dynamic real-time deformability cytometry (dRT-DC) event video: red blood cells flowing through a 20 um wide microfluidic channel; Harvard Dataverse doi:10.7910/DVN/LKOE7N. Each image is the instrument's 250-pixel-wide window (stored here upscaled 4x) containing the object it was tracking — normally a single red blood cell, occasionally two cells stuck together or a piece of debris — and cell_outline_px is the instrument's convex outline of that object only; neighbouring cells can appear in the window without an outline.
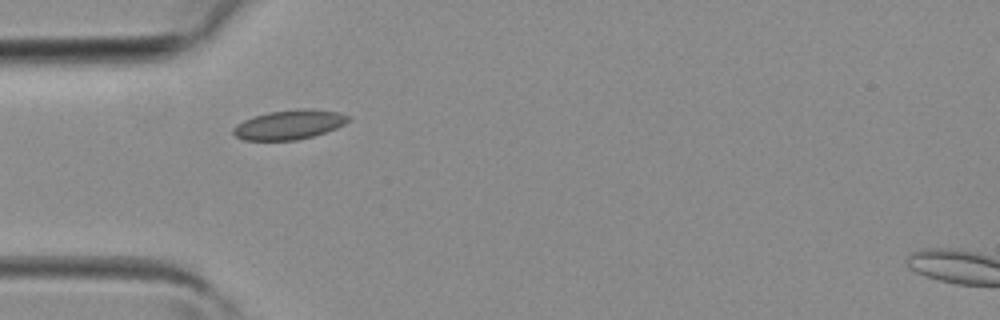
{"species": "common noctule bat (a hibernating species)", "species_latin": "Nyctalus noctula", "temperature_condition": "room temperature", "stored_images_in_passage": 4, "camera_frame_rate_fps": 3000, "um_per_image_px": 0.085, "animal": {"sex": "female", "body_mass_g": 19.3, "forearm_length_mm": 54.1}, "frame": {"image": 1, "passage_image": 3, "time_ms": 0.667, "image_size_px": [1000, 320], "cell_outline_px": [[352, 120], [336, 128], [312, 136], [296, 140], [244, 140], [236, 136], [232, 132], [232, 128], [236, 124], [244, 120], [268, 112], [304, 108], [312, 108], [340, 112], [352, 116]], "centroid_in_image_um": [24.63, 10.58], "position_along_channel_um": 60.4, "area_um2": 19.83}}
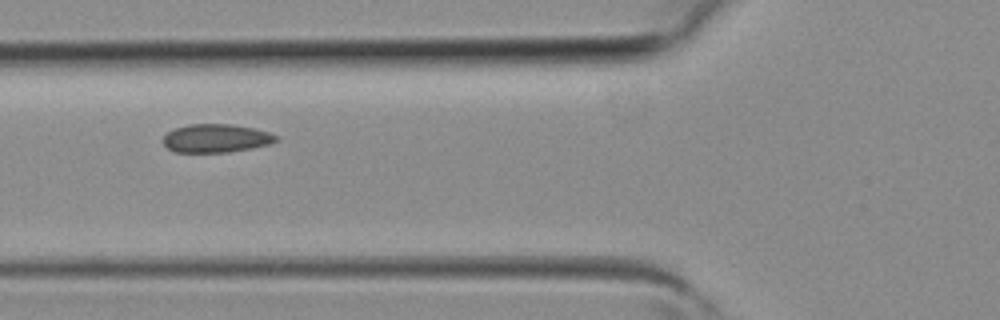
{"frame": {"image": 2, "passage_image": 4, "time_ms": 1.0, "image_size_px": [1000, 320], "cell_outline_px": [[280, 140], [268, 144], [252, 148], [228, 152], [176, 152], [168, 148], [164, 144], [164, 136], [168, 132], [176, 128], [188, 124], [232, 124], [252, 128], [268, 132], [280, 136]], "centroid_in_image_um": [18.4, 11.75], "position_along_channel_um": 107.4, "area_um2": 18.61}}